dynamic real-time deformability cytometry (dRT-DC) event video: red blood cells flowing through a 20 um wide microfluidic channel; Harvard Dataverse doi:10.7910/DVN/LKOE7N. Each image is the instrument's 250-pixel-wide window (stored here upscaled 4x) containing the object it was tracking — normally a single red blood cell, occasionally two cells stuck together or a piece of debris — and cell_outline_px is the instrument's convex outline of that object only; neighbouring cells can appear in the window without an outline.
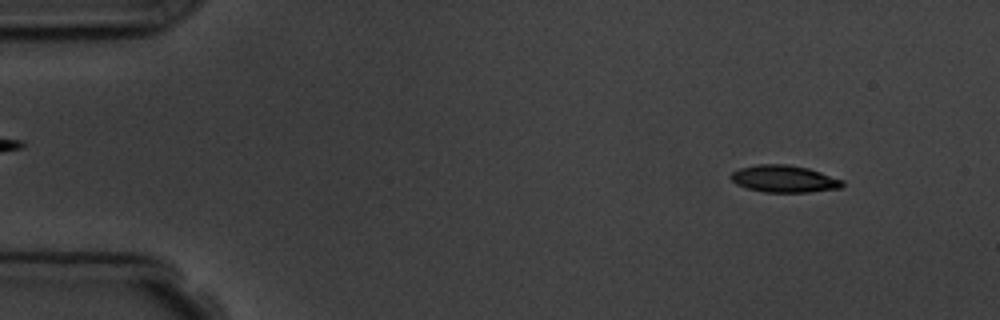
{"species": "common noctule bat (a hibernating species)", "species_latin": "Nyctalus noctula", "temperature_condition": "room temperature", "stored_images_in_passage": 4, "camera_frame_rate_fps": 3000, "um_per_image_px": 0.085, "animal": {"sex": "male", "body_mass_g": 19.5, "forearm_length_mm": 54.6}, "frame": {"image": 1, "passage_image": 1, "time_ms": 0.0, "image_size_px": [1000, 320], "cell_outline_px": [[844, 184], [840, 188], [808, 192], [764, 192], [748, 188], [736, 184], [728, 176], [732, 172], [740, 168], [756, 164], [788, 164], [808, 168], [844, 180]], "centroid_in_image_um": [66.64, 15.19], "position_along_channel_um": 18.4, "area_um2": 17.63}}
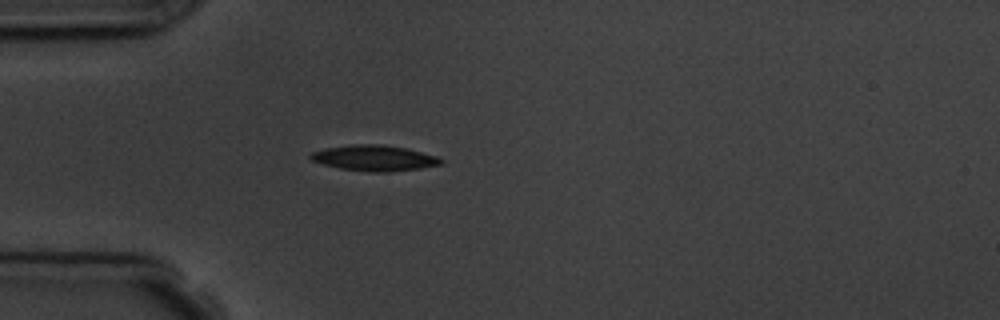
{"frame": {"image": 2, "passage_image": 4, "time_ms": 3.333, "image_size_px": [1000, 320], "cell_outline_px": [[444, 164], [420, 168], [388, 172], [372, 172], [340, 168], [324, 164], [312, 160], [308, 156], [312, 152], [328, 148], [352, 144], [380, 144], [404, 148], [436, 156], [444, 160]], "centroid_in_image_um": [31.84, 13.44], "position_along_channel_um": 53.2, "area_um2": 19.25}}